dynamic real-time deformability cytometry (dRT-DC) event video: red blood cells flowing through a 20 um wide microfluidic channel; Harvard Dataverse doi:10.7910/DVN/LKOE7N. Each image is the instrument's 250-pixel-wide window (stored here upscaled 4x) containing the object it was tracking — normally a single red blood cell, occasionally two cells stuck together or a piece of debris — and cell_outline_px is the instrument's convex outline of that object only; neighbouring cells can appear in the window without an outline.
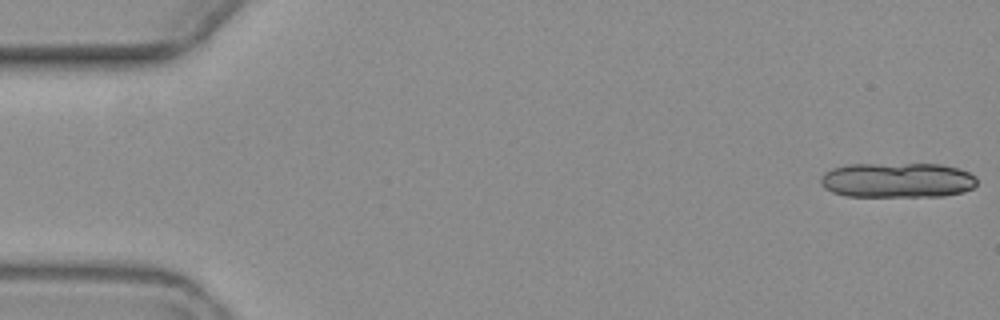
{"species": "common noctule bat (a hibernating species)", "species_latin": "Nyctalus noctula", "temperature_condition": "warm", "stored_images_in_passage": 7, "segment_of_instrument_passage": [1, 2], "camera_frame_rate_fps": 3000, "um_per_image_px": 0.085, "animal": {"sex": "female", "body_mass_g": 19.3, "forearm_length_mm": 54.1}, "frame": {"image": 1, "passage_image": 1, "time_ms": 0.0, "image_size_px": [1000, 320], "cell_outline_px": [[976, 184], [972, 188], [964, 192], [944, 196], [848, 196], [832, 192], [824, 188], [820, 184], [820, 176], [824, 172], [832, 168], [848, 164], [940, 164], [960, 168], [976, 176]], "centroid_in_image_um": [76.26, 15.31], "position_along_channel_um": 8.7, "area_um2": 32.19}}